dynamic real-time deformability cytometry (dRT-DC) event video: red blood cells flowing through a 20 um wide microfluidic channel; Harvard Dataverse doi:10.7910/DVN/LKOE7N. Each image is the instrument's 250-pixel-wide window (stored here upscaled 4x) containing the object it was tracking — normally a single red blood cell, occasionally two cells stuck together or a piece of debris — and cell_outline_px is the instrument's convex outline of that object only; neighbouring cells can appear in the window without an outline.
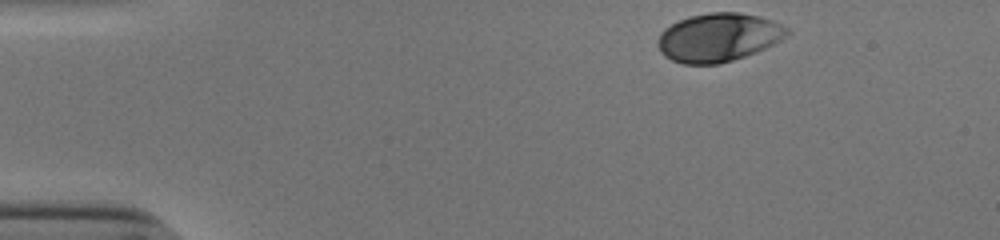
{"species": "human", "species_latin": "Homo sapiens", "temperature_condition": "cold", "stored_images_in_passage": 37, "camera_frame_rate_fps": 3000, "um_per_image_px": 0.085, "donor": {"sex": "male"}, "frame": {"image": 1, "passage_image": 1, "time_ms": 0.0, "image_size_px": [1000, 240], "cell_outline_px": [[792, 32], [780, 40], [756, 52], [720, 64], [684, 64], [672, 60], [664, 56], [660, 52], [656, 44], [660, 32], [664, 28], [688, 16], [712, 12], [740, 12], [760, 16], [772, 20], [788, 28]], "centroid_in_image_um": [61.05, 3.17], "position_along_channel_um": 24.0, "area_um2": 36.65}}
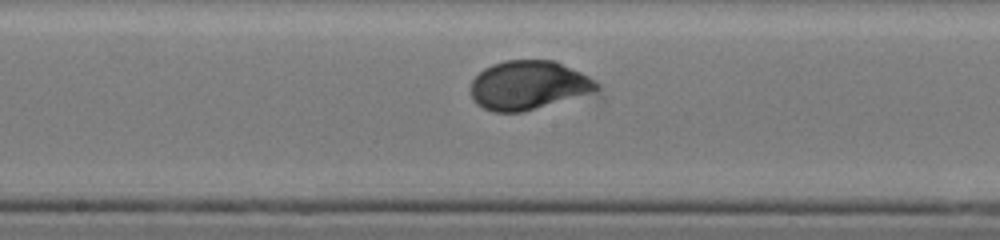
{"frame": {"image": 2, "passage_image": 22, "time_ms": 7.0, "image_size_px": [1000, 240], "cell_outline_px": [[600, 88], [596, 92], [520, 112], [492, 112], [476, 104], [472, 100], [472, 80], [484, 68], [492, 64], [504, 60], [556, 60], [596, 80], [600, 84]], "centroid_in_image_um": [44.93, 7.23], "position_along_channel_um": 203.3, "area_um2": 35.95}}
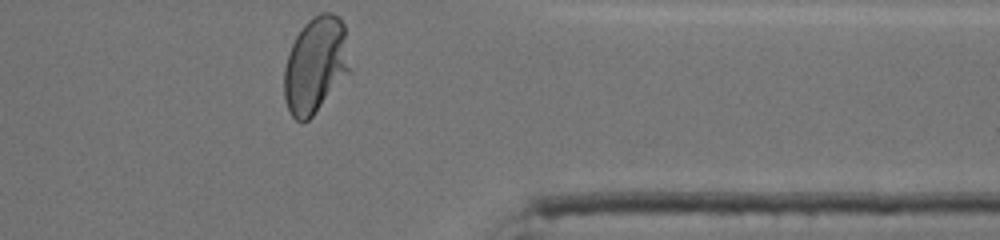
{"frame": {"image": 3, "passage_image": 37, "time_ms": 12.0, "image_size_px": [1000, 240], "cell_outline_px": [[348, 72], [312, 116], [308, 120], [300, 124], [288, 112], [284, 96], [284, 68], [288, 52], [296, 36], [304, 24], [312, 16], [320, 12], [332, 12], [340, 16], [344, 24], [348, 68]], "centroid_in_image_um": [26.76, 5.51], "position_along_channel_um": 384.6, "area_um2": 36.41}, "authors_computed_cell_mechanics": {"area_um2": 35.9516, "velocity_mm_per_s": 3.8198, "shape_relaxation_time_tau1_ms": 2.6017, "shape_relaxation_time_tau2_ms": null, "deformation_change_tau1": 0.1518, "deformation_change_tau2": null}}